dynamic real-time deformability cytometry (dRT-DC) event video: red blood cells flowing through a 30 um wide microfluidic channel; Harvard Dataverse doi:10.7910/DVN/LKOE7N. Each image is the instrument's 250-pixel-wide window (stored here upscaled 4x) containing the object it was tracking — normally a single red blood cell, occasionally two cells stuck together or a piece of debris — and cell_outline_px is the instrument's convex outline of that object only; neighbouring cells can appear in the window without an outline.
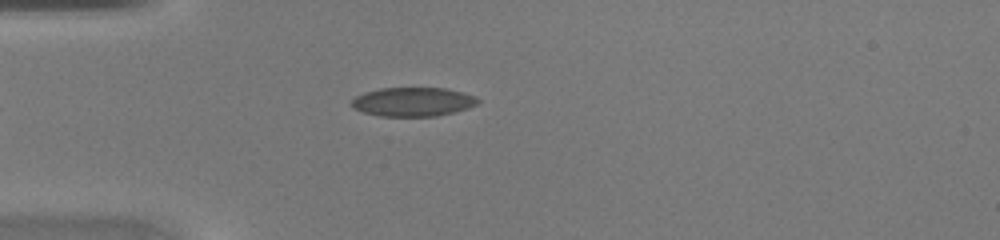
{"species": "common noctule bat (a hibernating species)", "species_latin": "Nyctalus noctula", "temperature_condition": "warm", "stored_images_in_passage": 32, "camera_frame_rate_fps": 3000, "um_per_image_px": 0.085, "animal": {"sex": "female", "body_mass_g": 20.0, "forearm_length_mm": 54.0}, "frame": {"image": 1, "passage_image": 1, "time_ms": 0.0, "image_size_px": [1000, 240], "cell_outline_px": [[480, 100], [476, 104], [468, 108], [436, 116], [380, 116], [364, 112], [352, 108], [348, 104], [356, 96], [364, 92], [380, 88], [444, 88], [476, 96]], "centroid_in_image_um": [35.05, 8.65], "position_along_channel_um": 49.9, "area_um2": 21.27}}
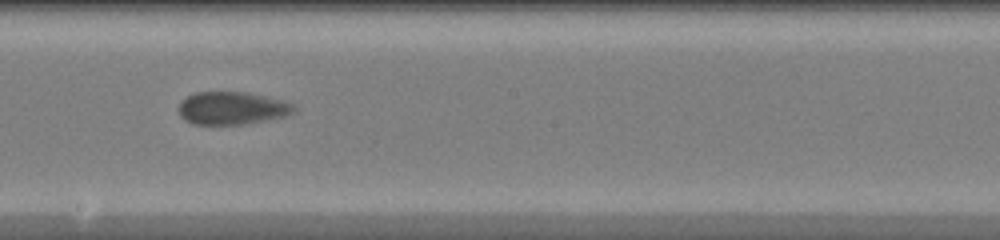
{"frame": {"image": 2, "passage_image": 14, "time_ms": 4.333, "image_size_px": [1000, 240], "cell_outline_px": [[296, 112], [284, 116], [244, 124], [192, 124], [184, 120], [180, 116], [180, 104], [188, 96], [196, 92], [244, 92], [284, 100], [296, 104]], "centroid_in_image_um": [19.76, 9.19], "position_along_channel_um": 228.4, "area_um2": 21.91}}
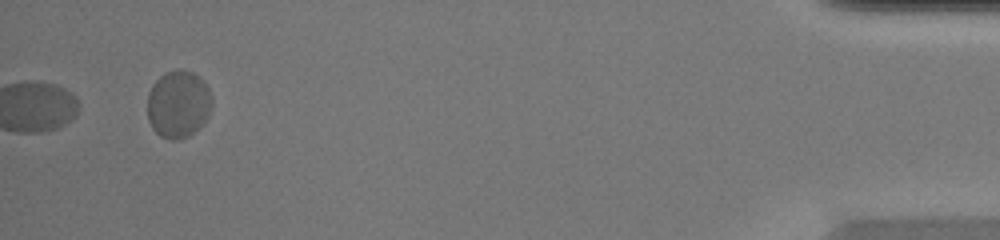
{"frame": {"image": 3, "passage_image": 32, "time_ms": 10.333, "image_size_px": [1000, 240], "cell_outline_px": [[212, 104], [208, 116], [200, 128], [188, 136], [176, 140], [172, 140], [160, 136], [152, 128], [148, 120], [148, 92], [152, 84], [164, 72], [180, 68], [192, 72], [208, 88], [212, 96]], "centroid_in_image_um": [15.14, 8.86], "position_along_channel_um": 420.1, "area_um2": 25.49}}